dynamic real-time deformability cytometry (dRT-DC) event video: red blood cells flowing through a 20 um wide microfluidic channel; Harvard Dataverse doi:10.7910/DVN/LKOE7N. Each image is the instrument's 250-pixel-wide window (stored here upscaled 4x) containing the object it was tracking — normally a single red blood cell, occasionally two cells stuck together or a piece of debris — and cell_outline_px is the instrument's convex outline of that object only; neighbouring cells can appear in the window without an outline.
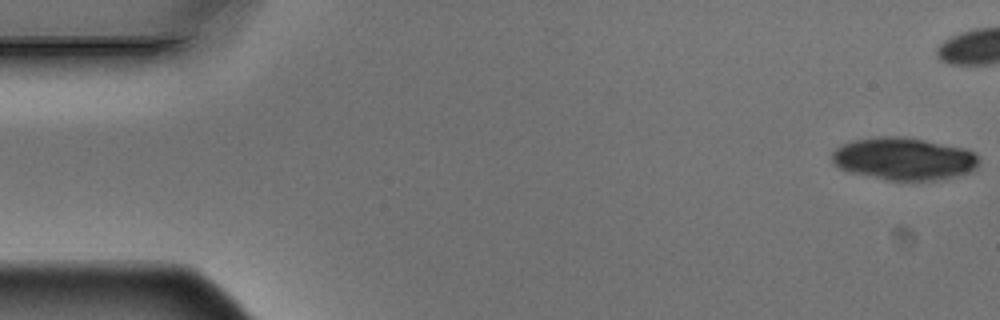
{"species": "Egyptian fruit bat (a non-hibernating species)", "species_latin": "Rousettus aegyptiacus", "temperature_condition": "warm", "stored_images_in_passage": 6, "camera_frame_rate_fps": 3000, "um_per_image_px": 0.085, "animal": {"sex": "male"}, "frame": {"image": 1, "passage_image": 1, "time_ms": 0.0, "image_size_px": [1000, 320], "cell_outline_px": [[980, 164], [976, 168], [956, 176], [940, 180], [888, 180], [848, 172], [832, 164], [832, 152], [840, 144], [852, 140], [880, 136], [904, 136], [968, 148], [976, 152], [980, 160]], "centroid_in_image_um": [76.84, 13.48], "position_along_channel_um": 8.2, "area_um2": 36.93}}